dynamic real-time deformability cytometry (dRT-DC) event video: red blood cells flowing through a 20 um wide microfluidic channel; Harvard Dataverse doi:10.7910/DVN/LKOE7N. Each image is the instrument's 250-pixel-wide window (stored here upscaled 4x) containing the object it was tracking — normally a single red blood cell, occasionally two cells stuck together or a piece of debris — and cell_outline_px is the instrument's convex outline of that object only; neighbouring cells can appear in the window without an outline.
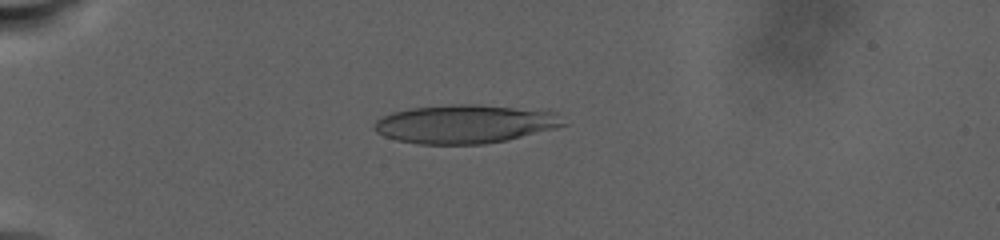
{"species": "human", "species_latin": "Homo sapiens", "temperature_condition": "warm", "stored_images_in_passage": 81, "camera_frame_rate_fps": 3000, "um_per_image_px": 0.085, "donor": {"sex": "male"}, "frame": {"image": 1, "passage_image": 34, "time_ms": 8.667, "image_size_px": [1000, 240], "cell_outline_px": [[568, 124], [560, 128], [508, 140], [484, 144], [420, 144], [396, 140], [384, 136], [376, 132], [372, 128], [376, 120], [392, 112], [412, 108], [460, 104], [476, 104], [552, 112]], "centroid_in_image_um": [39.51, 10.56], "position_along_channel_um": 45.5, "area_um2": 42.31}}
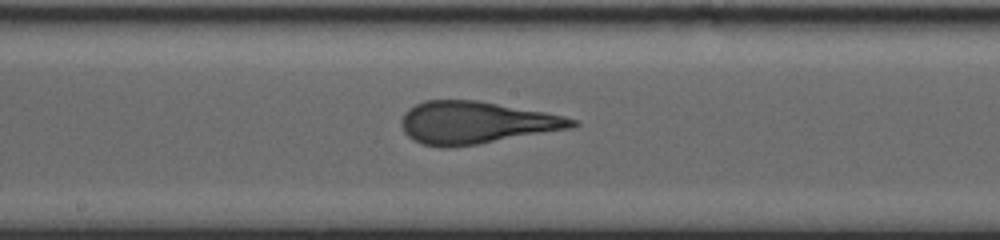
{"frame": {"image": 2, "passage_image": 62, "time_ms": 17.667, "image_size_px": [1000, 240], "cell_outline_px": [[580, 124], [576, 128], [476, 144], [448, 148], [440, 148], [424, 144], [412, 140], [404, 132], [400, 124], [400, 120], [404, 112], [408, 108], [424, 100], [476, 100], [544, 112], [564, 116], [576, 120]], "centroid_in_image_um": [40.45, 10.43], "position_along_channel_um": 207.8, "area_um2": 42.31}}
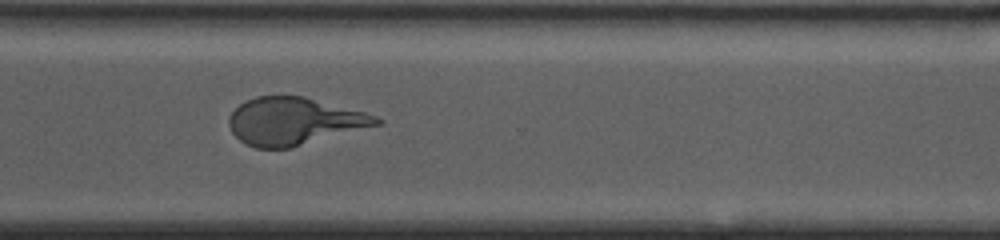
{"frame": {"image": 3, "passage_image": 80, "time_ms": 23.667, "image_size_px": [1000, 240], "cell_outline_px": [[384, 120], [380, 124], [292, 148], [256, 148], [244, 144], [232, 132], [228, 124], [228, 120], [232, 112], [244, 100], [256, 96], [304, 96], [364, 112], [376, 116]], "centroid_in_image_um": [24.97, 10.31], "position_along_channel_um": 345.6, "area_um2": 40.69}}